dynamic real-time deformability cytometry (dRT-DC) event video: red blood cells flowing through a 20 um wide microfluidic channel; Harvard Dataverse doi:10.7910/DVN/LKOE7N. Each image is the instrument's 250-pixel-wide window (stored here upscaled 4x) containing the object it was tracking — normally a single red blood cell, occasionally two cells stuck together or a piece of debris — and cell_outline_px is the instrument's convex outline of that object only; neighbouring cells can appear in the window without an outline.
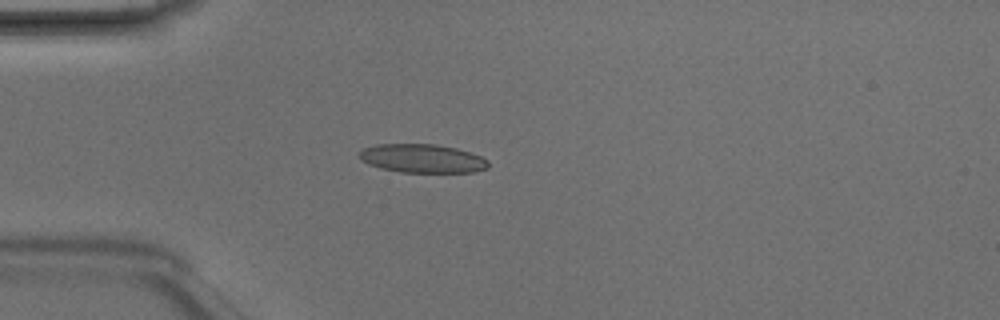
{"species": "Egyptian fruit bat (a non-hibernating species)", "species_latin": "Rousettus aegyptiacus", "temperature_condition": "room temperature", "stored_images_in_passage": 5, "camera_frame_rate_fps": 3000, "um_per_image_px": 0.085, "animal": {"sex": "male"}, "frame": {"image": 1, "passage_image": 4, "time_ms": 1.0, "image_size_px": [1000, 320], "cell_outline_px": [[488, 168], [472, 172], [400, 172], [380, 168], [368, 164], [360, 160], [360, 152], [364, 148], [376, 144], [436, 144], [456, 148], [480, 156], [488, 160]], "centroid_in_image_um": [35.88, 13.47], "position_along_channel_um": 49.1, "area_um2": 21.44}}